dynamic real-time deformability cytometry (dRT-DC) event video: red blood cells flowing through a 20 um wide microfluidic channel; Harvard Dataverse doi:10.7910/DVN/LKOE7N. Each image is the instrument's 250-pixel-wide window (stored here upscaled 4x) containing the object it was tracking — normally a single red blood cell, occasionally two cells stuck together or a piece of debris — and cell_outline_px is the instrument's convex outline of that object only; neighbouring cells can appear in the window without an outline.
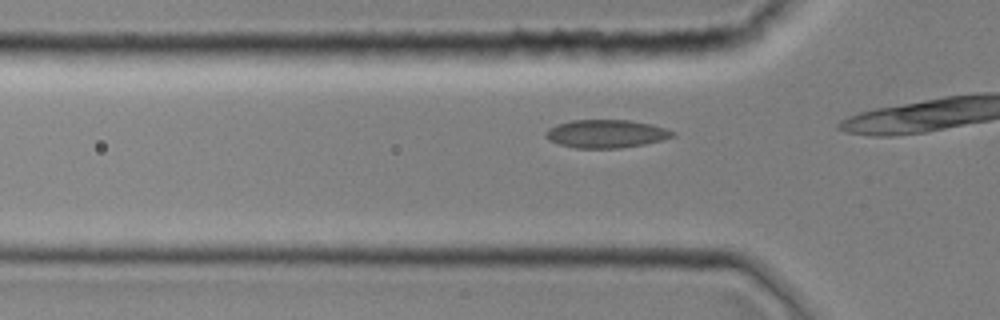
{"species": "common noctule bat (a hibernating species)", "species_latin": "Nyctalus noctula", "temperature_condition": "room temperature", "stored_images_in_passage": 7, "camera_frame_rate_fps": 3000, "um_per_image_px": 0.085, "animal": {"sex": "female", "body_mass_g": 19.0, "forearm_length_mm": 51.5}, "frame": {"image": 1, "passage_image": 3, "time_ms": 0.667, "image_size_px": [1000, 320], "cell_outline_px": [[676, 136], [644, 144], [620, 148], [576, 148], [560, 144], [548, 140], [544, 136], [544, 132], [548, 128], [556, 124], [572, 120], [628, 120], [652, 124], [676, 132]], "centroid_in_image_um": [51.49, 11.36], "position_along_channel_um": 74.3, "area_um2": 20.87}}
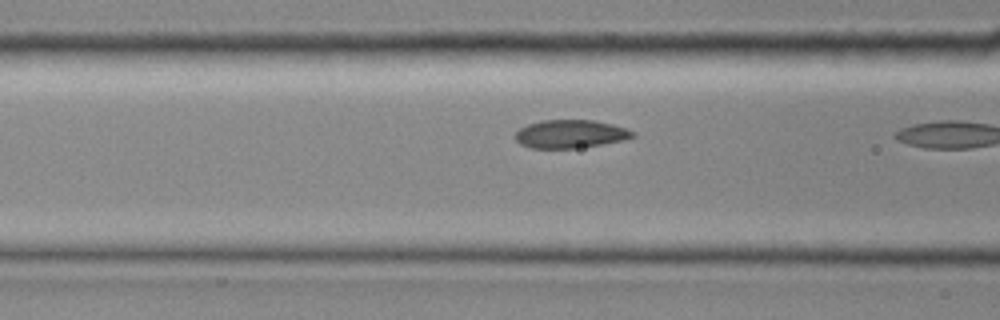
{"frame": {"image": 2, "passage_image": 6, "time_ms": 1.667, "image_size_px": [1000, 320], "cell_outline_px": [[636, 136], [624, 140], [576, 148], [532, 148], [520, 144], [512, 136], [520, 128], [528, 124], [544, 120], [592, 120], [612, 124], [636, 132]], "centroid_in_image_um": [48.46, 11.39], "position_along_channel_um": 118.1, "area_um2": 19.25}}